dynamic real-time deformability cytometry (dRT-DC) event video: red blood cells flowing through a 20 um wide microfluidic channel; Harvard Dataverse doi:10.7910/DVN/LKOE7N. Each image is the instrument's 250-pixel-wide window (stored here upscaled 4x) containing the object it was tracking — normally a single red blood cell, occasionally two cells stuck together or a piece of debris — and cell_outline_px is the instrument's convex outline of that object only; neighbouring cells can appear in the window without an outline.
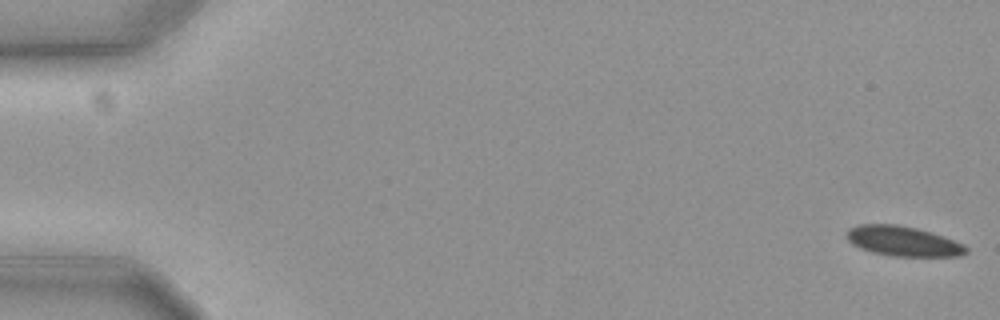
{"species": "common noctule bat (a hibernating species)", "species_latin": "Nyctalus noctula", "temperature_condition": "cold", "stored_images_in_passage": 16, "camera_frame_rate_fps": 3000, "um_per_image_px": 0.085, "animal": {"sex": "female", "body_mass_g": 19.3, "forearm_length_mm": 54.1}, "frame": {"image": 1, "passage_image": 1, "time_ms": 0.0, "image_size_px": [1000, 320], "cell_outline_px": [[968, 252], [960, 256], [892, 256], [872, 252], [860, 248], [852, 244], [848, 240], [844, 232], [848, 228], [860, 224], [896, 224], [916, 228], [932, 232], [944, 236], [964, 244], [968, 248]], "centroid_in_image_um": [76.75, 20.49], "position_along_channel_um": 8.3, "area_um2": 21.04}}